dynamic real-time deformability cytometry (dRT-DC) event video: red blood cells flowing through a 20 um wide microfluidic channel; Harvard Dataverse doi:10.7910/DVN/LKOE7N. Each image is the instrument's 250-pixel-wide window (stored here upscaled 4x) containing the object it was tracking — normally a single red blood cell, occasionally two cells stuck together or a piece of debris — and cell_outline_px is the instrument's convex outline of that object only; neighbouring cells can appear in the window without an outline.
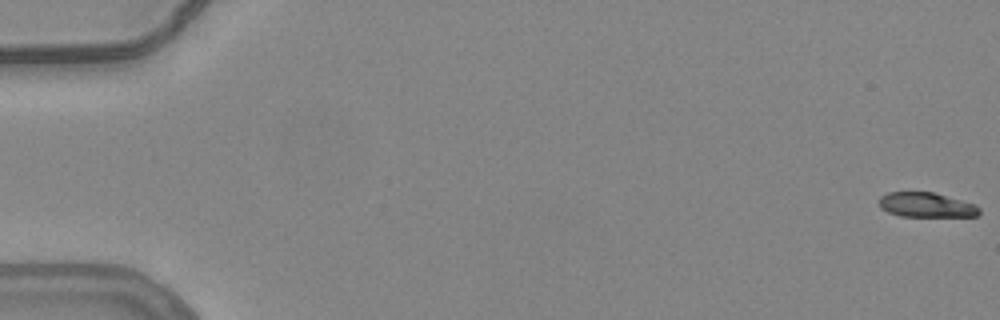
{"species": "common noctule bat (a hibernating species)", "species_latin": "Nyctalus noctula", "temperature_condition": "warm", "stored_images_in_passage": 57, "camera_frame_rate_fps": 3000, "um_per_image_px": 0.085, "animal": {"sex": "female", "body_mass_g": 24.6, "forearm_length_mm": 56.2}, "frame": {"image": 1, "passage_image": 1, "time_ms": 0.0, "image_size_px": [1000, 320], "cell_outline_px": [[980, 212], [976, 216], [900, 216], [888, 212], [880, 208], [880, 196], [888, 192], [932, 192], [976, 204], [980, 208]], "centroid_in_image_um": [78.73, 17.42], "position_along_channel_um": 6.3, "area_um2": 14.33}}
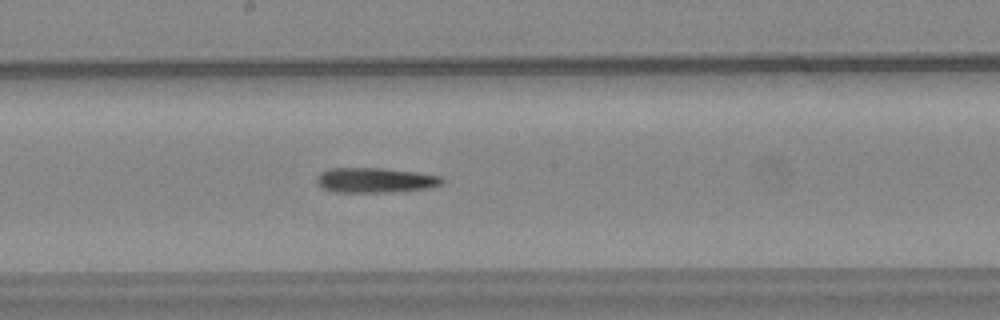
{"frame": {"image": 2, "passage_image": 31, "time_ms": 10.0, "image_size_px": [1000, 320], "cell_outline_px": [[444, 184], [428, 188], [384, 192], [336, 192], [324, 188], [316, 184], [316, 176], [320, 172], [328, 168], [380, 168], [412, 172], [440, 176], [444, 180]], "centroid_in_image_um": [31.84, 15.31], "position_along_channel_um": 216.4, "area_um2": 18.09}}